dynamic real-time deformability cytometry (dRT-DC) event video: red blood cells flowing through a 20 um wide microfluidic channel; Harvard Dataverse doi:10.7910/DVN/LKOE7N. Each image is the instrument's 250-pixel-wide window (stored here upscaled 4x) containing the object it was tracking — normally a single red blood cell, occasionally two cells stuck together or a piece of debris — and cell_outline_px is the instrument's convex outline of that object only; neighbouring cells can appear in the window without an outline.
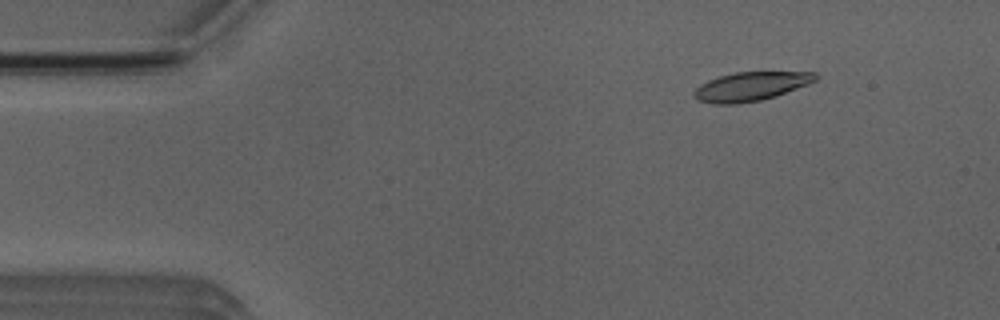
{"species": "Egyptian fruit bat (a non-hibernating species)", "species_latin": "Rousettus aegyptiacus", "temperature_condition": "room temperature", "stored_images_in_passage": 6, "camera_frame_rate_fps": 3000, "um_per_image_px": 0.085, "animal": {"sex": "male"}, "frame": {"image": 1, "passage_image": 2, "time_ms": 1.333, "image_size_px": [1000, 320], "cell_outline_px": [[816, 80], [808, 84], [776, 96], [760, 100], [736, 104], [712, 104], [696, 100], [692, 96], [692, 92], [700, 84], [708, 80], [720, 76], [736, 72], [816, 72]], "centroid_in_image_um": [63.76, 7.36], "position_along_channel_um": 21.2, "area_um2": 20.46}}
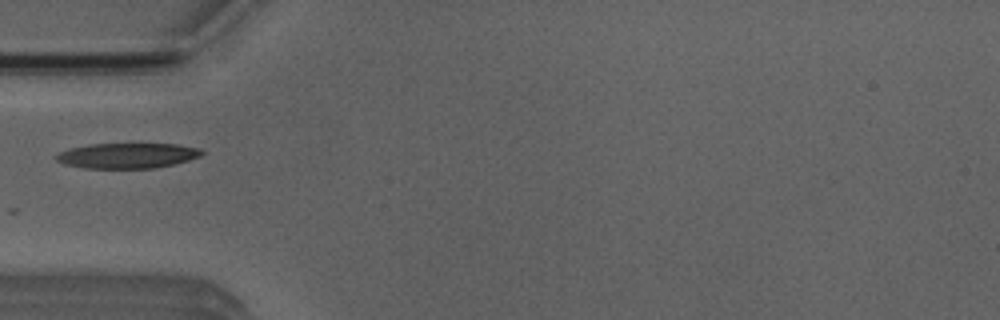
{"frame": {"image": 2, "passage_image": 4, "time_ms": 4.667, "image_size_px": [1000, 320], "cell_outline_px": [[204, 152], [200, 156], [188, 160], [172, 164], [152, 168], [84, 168], [64, 164], [56, 160], [52, 156], [68, 148], [88, 144], [176, 144], [200, 148]], "centroid_in_image_um": [10.77, 13.22], "position_along_channel_um": 74.2, "area_um2": 21.44}}